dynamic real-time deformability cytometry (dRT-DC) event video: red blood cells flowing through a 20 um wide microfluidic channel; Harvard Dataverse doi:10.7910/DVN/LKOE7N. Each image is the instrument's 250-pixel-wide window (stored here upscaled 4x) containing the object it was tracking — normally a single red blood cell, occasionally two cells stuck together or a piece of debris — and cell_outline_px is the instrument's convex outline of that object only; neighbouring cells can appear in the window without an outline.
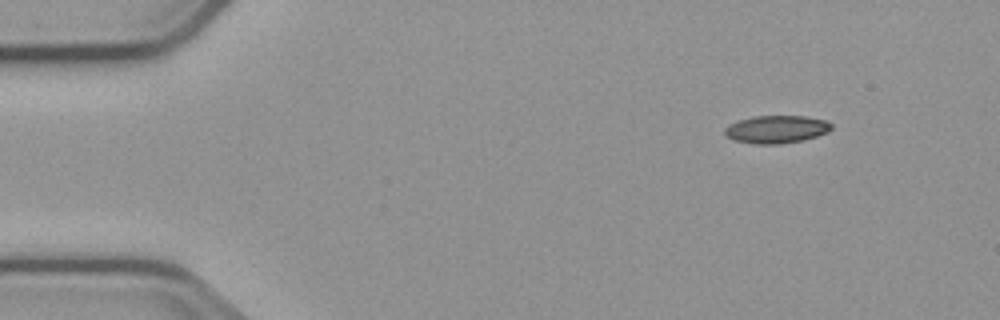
{"species": "common noctule bat (a hibernating species)", "species_latin": "Nyctalus noctula", "temperature_condition": "cold", "stored_images_in_passage": 3, "camera_frame_rate_fps": 3000, "um_per_image_px": 0.085, "animal": {"sex": "male", "body_mass_g": 23.1, "forearm_length_mm": 52.7}, "frame": {"image": 1, "passage_image": 1, "time_ms": 0.0, "image_size_px": [1000, 320], "cell_outline_px": [[832, 128], [828, 132], [804, 140], [776, 144], [756, 144], [732, 140], [724, 136], [724, 128], [728, 124], [752, 116], [804, 116], [828, 120], [832, 124]], "centroid_in_image_um": [65.97, 10.99], "position_along_channel_um": 19.0, "area_um2": 17.46}}